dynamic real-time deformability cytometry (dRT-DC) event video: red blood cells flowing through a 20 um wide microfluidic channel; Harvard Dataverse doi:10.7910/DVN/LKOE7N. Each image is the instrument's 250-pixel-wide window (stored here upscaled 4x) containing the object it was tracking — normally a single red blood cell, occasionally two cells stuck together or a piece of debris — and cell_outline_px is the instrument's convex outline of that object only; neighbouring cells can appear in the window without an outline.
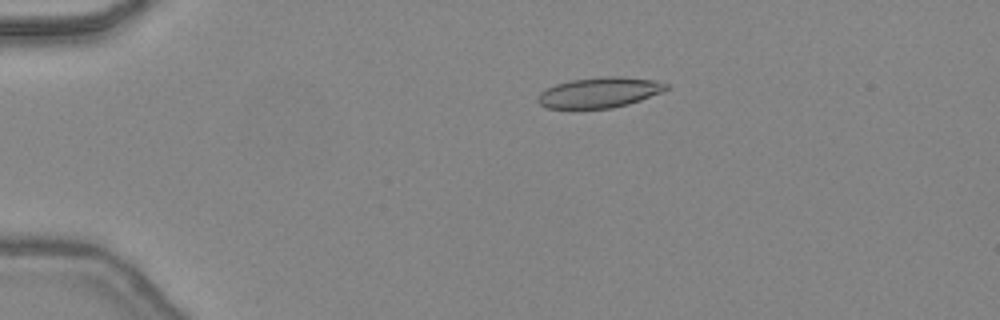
{"species": "common noctule bat (a hibernating species)", "species_latin": "Nyctalus noctula", "temperature_condition": "warm", "stored_images_in_passage": 42, "camera_frame_rate_fps": 3000, "um_per_image_px": 0.085, "animal": {"sex": "female", "body_mass_g": 24.6, "forearm_length_mm": 56.2}, "frame": {"image": 1, "passage_image": 6, "time_ms": 1.667, "image_size_px": [1000, 320], "cell_outline_px": [[668, 88], [664, 92], [628, 104], [612, 108], [548, 108], [540, 104], [536, 100], [536, 96], [540, 92], [556, 84], [572, 80], [604, 76], [620, 76], [656, 80], [668, 84]], "centroid_in_image_um": [50.98, 7.85], "position_along_channel_um": 34.0, "area_um2": 22.77}}
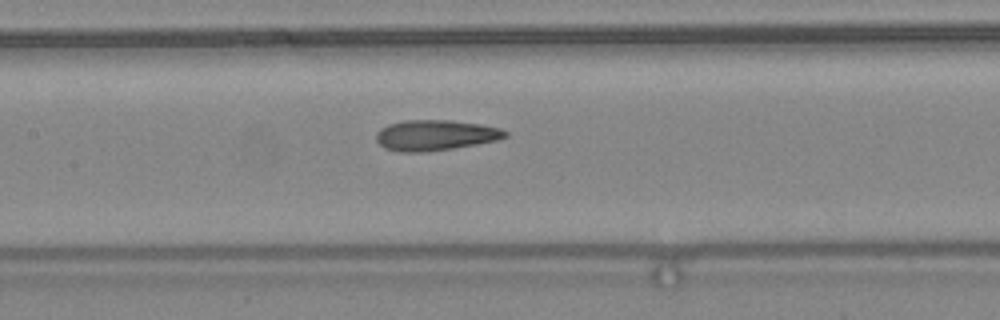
{"frame": {"image": 2, "passage_image": 19, "time_ms": 6.0, "image_size_px": [1000, 320], "cell_outline_px": [[508, 136], [496, 140], [476, 144], [452, 148], [424, 152], [400, 152], [384, 148], [376, 140], [376, 132], [380, 128], [388, 124], [404, 120], [448, 120], [480, 124], [500, 128], [508, 132]], "centroid_in_image_um": [36.97, 11.49], "position_along_channel_um": 170.4, "area_um2": 22.95}}
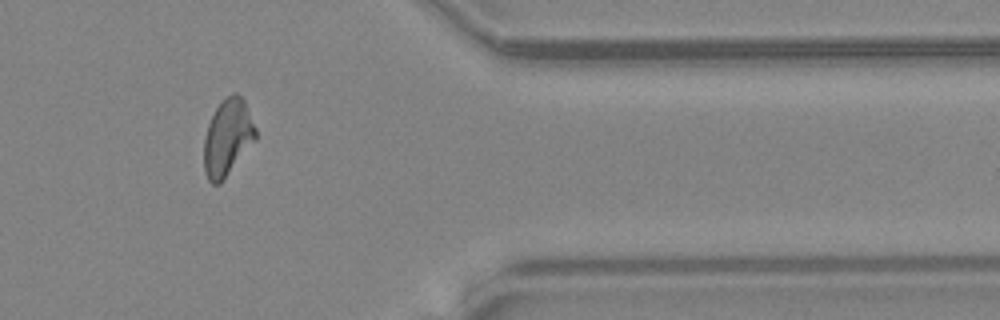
{"frame": {"image": 3, "passage_image": 35, "time_ms": 11.333, "image_size_px": [1000, 320], "cell_outline_px": [[256, 140], [220, 184], [212, 184], [208, 180], [204, 172], [204, 136], [208, 124], [216, 108], [232, 92], [236, 92], [244, 100], [256, 128]], "centroid_in_image_um": [19.34, 11.72], "position_along_channel_um": 392.1, "area_um2": 23.0}, "authors_computed_cell_mechanics": {"area_um2": 22.7732, "velocity_mm_per_s": 4.4997, "shape_relaxation_time_tau1_ms": null, "shape_relaxation_time_tau2_ms": 1.8694, "deformation_change_tau1": null, "deformation_change_tau2": 0.1079}}